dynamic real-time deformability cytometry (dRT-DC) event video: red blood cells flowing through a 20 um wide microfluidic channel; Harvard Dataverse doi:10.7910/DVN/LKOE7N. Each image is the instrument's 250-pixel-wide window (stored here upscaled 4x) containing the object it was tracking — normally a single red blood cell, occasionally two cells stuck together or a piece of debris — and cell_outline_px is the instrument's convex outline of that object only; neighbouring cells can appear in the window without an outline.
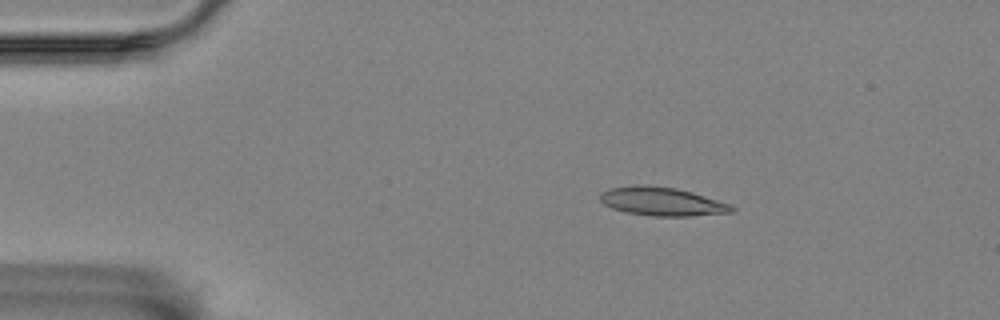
{"species": "Egyptian fruit bat (a non-hibernating species)", "species_latin": "Rousettus aegyptiacus", "temperature_condition": "room temperature", "stored_images_in_passage": 4, "camera_frame_rate_fps": 3000, "um_per_image_px": 0.085, "animal": {"sex": "female"}, "frame": {"image": 1, "passage_image": 3, "time_ms": 0.667, "image_size_px": [1000, 320], "cell_outline_px": [[736, 212], [692, 216], [652, 216], [624, 212], [612, 208], [604, 204], [600, 200], [600, 192], [608, 188], [644, 184], [676, 188], [692, 192], [732, 204], [736, 208]], "centroid_in_image_um": [56.29, 17.13], "position_along_channel_um": 28.7, "area_um2": 22.2}}